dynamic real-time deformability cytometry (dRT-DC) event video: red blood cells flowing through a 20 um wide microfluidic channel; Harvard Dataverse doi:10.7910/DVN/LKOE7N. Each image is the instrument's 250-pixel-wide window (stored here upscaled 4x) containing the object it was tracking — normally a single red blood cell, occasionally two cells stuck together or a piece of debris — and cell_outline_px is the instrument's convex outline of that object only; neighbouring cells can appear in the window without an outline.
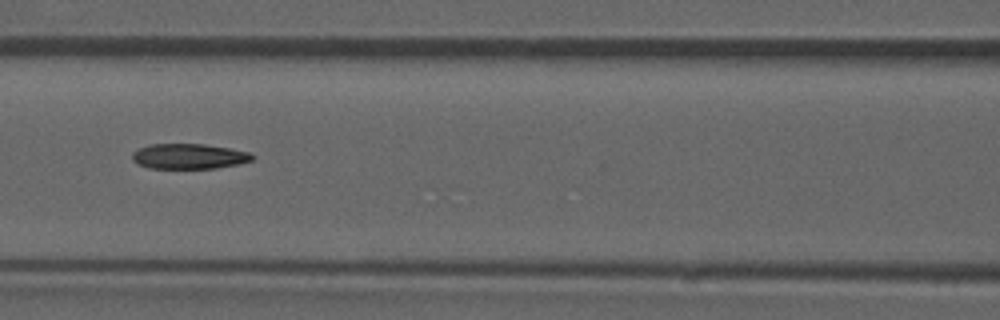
{"species": "common noctule bat (a hibernating species)", "species_latin": "Nyctalus noctula", "temperature_condition": "room temperature", "stored_images_in_passage": 52, "camera_frame_rate_fps": 3000, "um_per_image_px": 0.085, "animal": {"sex": "male", "forearm_length_mm": 52.5}, "frame": {"image": 1, "passage_image": 23, "time_ms": 7.333, "image_size_px": [1000, 320], "cell_outline_px": [[256, 156], [252, 160], [240, 164], [216, 168], [148, 168], [136, 164], [132, 160], [132, 152], [148, 144], [204, 144], [252, 152]], "centroid_in_image_um": [16.07, 13.29], "position_along_channel_um": 150.5, "area_um2": 17.86}, "authors_computed_cell_mechanics": {"area_um2": 18.5827, "velocity_mm_per_s": 3.9386, "shape_relaxation_time_tau1_ms": null, "shape_relaxation_time_tau2_ms": 4.6032, "deformation_change_tau1": null, "deformation_change_tau2": 0.1416}}